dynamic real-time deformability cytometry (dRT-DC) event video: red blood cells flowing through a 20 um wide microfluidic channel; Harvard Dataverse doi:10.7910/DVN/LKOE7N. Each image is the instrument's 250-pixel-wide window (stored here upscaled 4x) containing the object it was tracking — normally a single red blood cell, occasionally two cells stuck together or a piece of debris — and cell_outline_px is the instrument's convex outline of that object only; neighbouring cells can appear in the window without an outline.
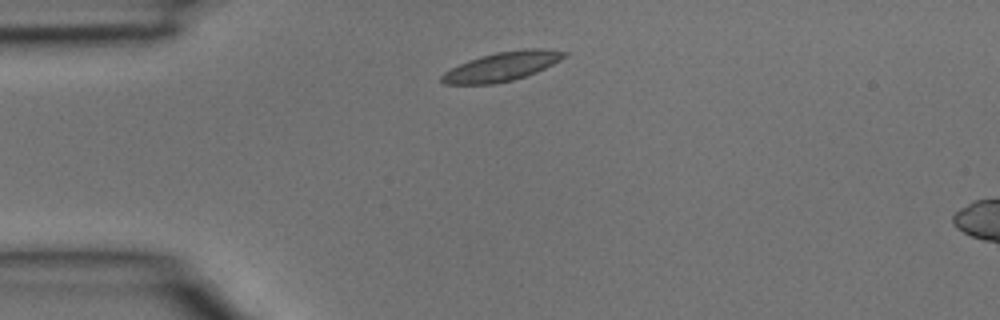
{"species": "common noctule bat (a hibernating species)", "species_latin": "Nyctalus noctula", "temperature_condition": "room temperature", "stored_images_in_passage": 4, "camera_frame_rate_fps": 3000, "um_per_image_px": 0.085, "animal": {"sex": "male", "body_mass_g": 15.6}, "frame": {"image": 1, "passage_image": 1, "time_ms": 0.0, "image_size_px": [1000, 320], "cell_outline_px": [[568, 52], [560, 60], [536, 72], [512, 80], [492, 84], [444, 84], [440, 80], [440, 76], [444, 72], [468, 60], [496, 52], [524, 48], [544, 48]], "centroid_in_image_um": [42.65, 5.64], "position_along_channel_um": 42.4, "area_um2": 20.58}}